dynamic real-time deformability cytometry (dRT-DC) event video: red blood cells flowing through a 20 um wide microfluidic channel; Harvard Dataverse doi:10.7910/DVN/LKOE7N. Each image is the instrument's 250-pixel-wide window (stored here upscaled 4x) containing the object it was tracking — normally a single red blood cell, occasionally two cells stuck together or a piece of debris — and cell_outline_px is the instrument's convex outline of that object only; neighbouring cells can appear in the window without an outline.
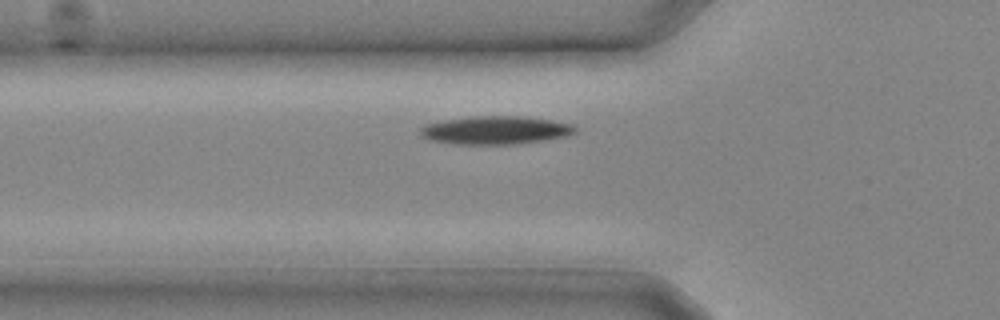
{"species": "common noctule bat (a hibernating species)", "species_latin": "Nyctalus noctula", "temperature_condition": "cold", "stored_images_in_passage": 6, "camera_frame_rate_fps": 3000, "um_per_image_px": 0.085, "animal": {"sex": "male", "body_mass_g": 20.4}, "frame": {"image": 1, "passage_image": 2, "time_ms": 0.333, "image_size_px": [1000, 320], "cell_outline_px": [[576, 132], [568, 136], [544, 140], [516, 144], [456, 144], [432, 140], [420, 136], [420, 128], [428, 124], [448, 120], [476, 116], [524, 116], [572, 124], [576, 128]], "centroid_in_image_um": [42.16, 11.07], "position_along_channel_um": 83.6, "area_um2": 25.14}}
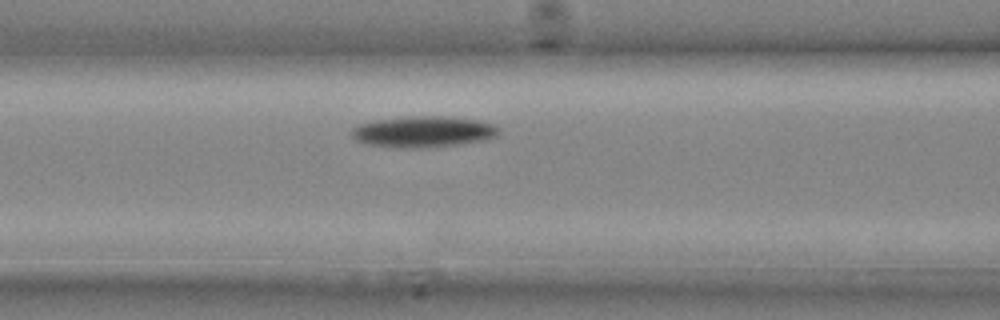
{"frame": {"image": 2, "passage_image": 4, "time_ms": 1.0, "image_size_px": [1000, 320], "cell_outline_px": [[500, 132], [496, 136], [484, 140], [456, 144], [424, 148], [400, 148], [368, 144], [356, 140], [352, 136], [352, 128], [356, 124], [376, 120], [408, 116], [444, 116], [480, 120], [496, 124], [500, 128]], "centroid_in_image_um": [36.0, 11.18], "position_along_channel_um": 130.6, "area_um2": 26.88}}
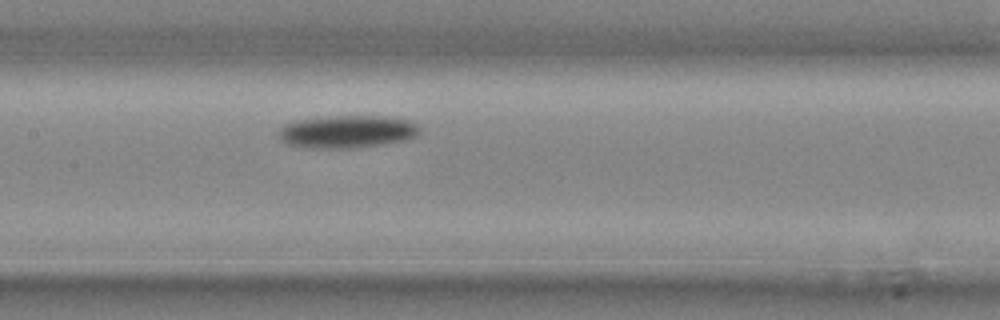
{"frame": {"image": 3, "passage_image": 6, "time_ms": 1.667, "image_size_px": [1000, 320], "cell_outline_px": [[420, 132], [416, 136], [404, 140], [380, 144], [348, 148], [312, 148], [288, 144], [280, 140], [280, 128], [284, 124], [300, 120], [324, 116], [392, 116], [408, 120], [420, 124]], "centroid_in_image_um": [29.55, 11.17], "position_along_channel_um": 177.8, "area_um2": 26.82}}